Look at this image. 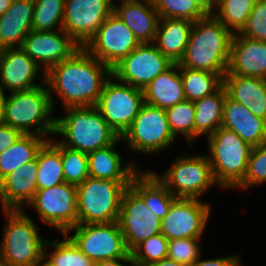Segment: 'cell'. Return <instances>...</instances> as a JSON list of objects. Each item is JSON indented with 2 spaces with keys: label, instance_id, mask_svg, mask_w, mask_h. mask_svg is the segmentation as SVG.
Listing matches in <instances>:
<instances>
[{
  "label": "cell",
  "instance_id": "1",
  "mask_svg": "<svg viewBox=\"0 0 266 266\" xmlns=\"http://www.w3.org/2000/svg\"><path fill=\"white\" fill-rule=\"evenodd\" d=\"M111 75L109 66L81 47L70 58L45 73L53 110L54 93L63 108L96 106L103 86Z\"/></svg>",
  "mask_w": 266,
  "mask_h": 266
},
{
  "label": "cell",
  "instance_id": "2",
  "mask_svg": "<svg viewBox=\"0 0 266 266\" xmlns=\"http://www.w3.org/2000/svg\"><path fill=\"white\" fill-rule=\"evenodd\" d=\"M233 33L213 14L195 21L178 65L213 73H226Z\"/></svg>",
  "mask_w": 266,
  "mask_h": 266
},
{
  "label": "cell",
  "instance_id": "3",
  "mask_svg": "<svg viewBox=\"0 0 266 266\" xmlns=\"http://www.w3.org/2000/svg\"><path fill=\"white\" fill-rule=\"evenodd\" d=\"M66 115L55 119L59 142L70 149L90 153L112 145L119 136L96 106L64 108Z\"/></svg>",
  "mask_w": 266,
  "mask_h": 266
},
{
  "label": "cell",
  "instance_id": "4",
  "mask_svg": "<svg viewBox=\"0 0 266 266\" xmlns=\"http://www.w3.org/2000/svg\"><path fill=\"white\" fill-rule=\"evenodd\" d=\"M41 78L38 87L10 93L5 105L3 123L23 134L47 136L50 140L53 137L50 134H55L56 117L51 115L54 110L45 75Z\"/></svg>",
  "mask_w": 266,
  "mask_h": 266
},
{
  "label": "cell",
  "instance_id": "5",
  "mask_svg": "<svg viewBox=\"0 0 266 266\" xmlns=\"http://www.w3.org/2000/svg\"><path fill=\"white\" fill-rule=\"evenodd\" d=\"M207 147L206 155L219 188L236 189L246 175L252 147L223 127L207 137Z\"/></svg>",
  "mask_w": 266,
  "mask_h": 266
},
{
  "label": "cell",
  "instance_id": "6",
  "mask_svg": "<svg viewBox=\"0 0 266 266\" xmlns=\"http://www.w3.org/2000/svg\"><path fill=\"white\" fill-rule=\"evenodd\" d=\"M8 222L3 228L0 259L8 266H35L44 256L45 240L24 210H2Z\"/></svg>",
  "mask_w": 266,
  "mask_h": 266
},
{
  "label": "cell",
  "instance_id": "7",
  "mask_svg": "<svg viewBox=\"0 0 266 266\" xmlns=\"http://www.w3.org/2000/svg\"><path fill=\"white\" fill-rule=\"evenodd\" d=\"M131 181L86 178L77 185L78 224L117 222L122 197Z\"/></svg>",
  "mask_w": 266,
  "mask_h": 266
},
{
  "label": "cell",
  "instance_id": "8",
  "mask_svg": "<svg viewBox=\"0 0 266 266\" xmlns=\"http://www.w3.org/2000/svg\"><path fill=\"white\" fill-rule=\"evenodd\" d=\"M175 159L163 174L153 173L176 198L201 199L207 190L218 184L206 154L180 155Z\"/></svg>",
  "mask_w": 266,
  "mask_h": 266
},
{
  "label": "cell",
  "instance_id": "9",
  "mask_svg": "<svg viewBox=\"0 0 266 266\" xmlns=\"http://www.w3.org/2000/svg\"><path fill=\"white\" fill-rule=\"evenodd\" d=\"M130 150L154 154L169 149L176 138L170 131L165 109L144 103L130 127L121 136Z\"/></svg>",
  "mask_w": 266,
  "mask_h": 266
},
{
  "label": "cell",
  "instance_id": "10",
  "mask_svg": "<svg viewBox=\"0 0 266 266\" xmlns=\"http://www.w3.org/2000/svg\"><path fill=\"white\" fill-rule=\"evenodd\" d=\"M143 104L142 89L123 83L111 75L103 86L96 107L108 125L121 137Z\"/></svg>",
  "mask_w": 266,
  "mask_h": 266
},
{
  "label": "cell",
  "instance_id": "11",
  "mask_svg": "<svg viewBox=\"0 0 266 266\" xmlns=\"http://www.w3.org/2000/svg\"><path fill=\"white\" fill-rule=\"evenodd\" d=\"M73 231V235H68ZM65 234L94 262L119 259L130 253L118 222L77 224Z\"/></svg>",
  "mask_w": 266,
  "mask_h": 266
},
{
  "label": "cell",
  "instance_id": "12",
  "mask_svg": "<svg viewBox=\"0 0 266 266\" xmlns=\"http://www.w3.org/2000/svg\"><path fill=\"white\" fill-rule=\"evenodd\" d=\"M28 206L38 212L43 223L53 226L62 234L78 224L76 185L63 182L37 190Z\"/></svg>",
  "mask_w": 266,
  "mask_h": 266
},
{
  "label": "cell",
  "instance_id": "13",
  "mask_svg": "<svg viewBox=\"0 0 266 266\" xmlns=\"http://www.w3.org/2000/svg\"><path fill=\"white\" fill-rule=\"evenodd\" d=\"M172 64L153 43H140L111 68V74L119 81L143 90Z\"/></svg>",
  "mask_w": 266,
  "mask_h": 266
},
{
  "label": "cell",
  "instance_id": "14",
  "mask_svg": "<svg viewBox=\"0 0 266 266\" xmlns=\"http://www.w3.org/2000/svg\"><path fill=\"white\" fill-rule=\"evenodd\" d=\"M139 44L134 33L112 12L83 48L112 68Z\"/></svg>",
  "mask_w": 266,
  "mask_h": 266
},
{
  "label": "cell",
  "instance_id": "15",
  "mask_svg": "<svg viewBox=\"0 0 266 266\" xmlns=\"http://www.w3.org/2000/svg\"><path fill=\"white\" fill-rule=\"evenodd\" d=\"M117 222L130 253L149 237L161 233L162 220L130 186L123 194Z\"/></svg>",
  "mask_w": 266,
  "mask_h": 266
},
{
  "label": "cell",
  "instance_id": "16",
  "mask_svg": "<svg viewBox=\"0 0 266 266\" xmlns=\"http://www.w3.org/2000/svg\"><path fill=\"white\" fill-rule=\"evenodd\" d=\"M211 208L201 199L176 198L162 219L161 234L168 240L202 238Z\"/></svg>",
  "mask_w": 266,
  "mask_h": 266
},
{
  "label": "cell",
  "instance_id": "17",
  "mask_svg": "<svg viewBox=\"0 0 266 266\" xmlns=\"http://www.w3.org/2000/svg\"><path fill=\"white\" fill-rule=\"evenodd\" d=\"M112 12L111 0H65L62 29L84 47Z\"/></svg>",
  "mask_w": 266,
  "mask_h": 266
},
{
  "label": "cell",
  "instance_id": "18",
  "mask_svg": "<svg viewBox=\"0 0 266 266\" xmlns=\"http://www.w3.org/2000/svg\"><path fill=\"white\" fill-rule=\"evenodd\" d=\"M21 48L35 61L43 72L70 58L81 47L63 30H31Z\"/></svg>",
  "mask_w": 266,
  "mask_h": 266
},
{
  "label": "cell",
  "instance_id": "19",
  "mask_svg": "<svg viewBox=\"0 0 266 266\" xmlns=\"http://www.w3.org/2000/svg\"><path fill=\"white\" fill-rule=\"evenodd\" d=\"M39 68L21 47L0 50V86L10 93L40 86L35 79L45 72Z\"/></svg>",
  "mask_w": 266,
  "mask_h": 266
},
{
  "label": "cell",
  "instance_id": "20",
  "mask_svg": "<svg viewBox=\"0 0 266 266\" xmlns=\"http://www.w3.org/2000/svg\"><path fill=\"white\" fill-rule=\"evenodd\" d=\"M266 72V41L233 35L225 75L262 78Z\"/></svg>",
  "mask_w": 266,
  "mask_h": 266
},
{
  "label": "cell",
  "instance_id": "21",
  "mask_svg": "<svg viewBox=\"0 0 266 266\" xmlns=\"http://www.w3.org/2000/svg\"><path fill=\"white\" fill-rule=\"evenodd\" d=\"M37 160H31L0 182L2 210H23L37 191Z\"/></svg>",
  "mask_w": 266,
  "mask_h": 266
},
{
  "label": "cell",
  "instance_id": "22",
  "mask_svg": "<svg viewBox=\"0 0 266 266\" xmlns=\"http://www.w3.org/2000/svg\"><path fill=\"white\" fill-rule=\"evenodd\" d=\"M221 127L234 131L251 147L266 141V120L253 115L250 109L226 96Z\"/></svg>",
  "mask_w": 266,
  "mask_h": 266
},
{
  "label": "cell",
  "instance_id": "23",
  "mask_svg": "<svg viewBox=\"0 0 266 266\" xmlns=\"http://www.w3.org/2000/svg\"><path fill=\"white\" fill-rule=\"evenodd\" d=\"M113 13L134 33L140 43H153L159 23V14L152 0L113 4Z\"/></svg>",
  "mask_w": 266,
  "mask_h": 266
},
{
  "label": "cell",
  "instance_id": "24",
  "mask_svg": "<svg viewBox=\"0 0 266 266\" xmlns=\"http://www.w3.org/2000/svg\"><path fill=\"white\" fill-rule=\"evenodd\" d=\"M122 141L119 137L112 145L97 149L87 154L89 165V176L93 178L113 181H132L139 172L136 162L126 164L116 150L117 143Z\"/></svg>",
  "mask_w": 266,
  "mask_h": 266
},
{
  "label": "cell",
  "instance_id": "25",
  "mask_svg": "<svg viewBox=\"0 0 266 266\" xmlns=\"http://www.w3.org/2000/svg\"><path fill=\"white\" fill-rule=\"evenodd\" d=\"M33 10V0H13L9 9L0 15V50L22 46L32 30Z\"/></svg>",
  "mask_w": 266,
  "mask_h": 266
},
{
  "label": "cell",
  "instance_id": "26",
  "mask_svg": "<svg viewBox=\"0 0 266 266\" xmlns=\"http://www.w3.org/2000/svg\"><path fill=\"white\" fill-rule=\"evenodd\" d=\"M193 23L186 19L160 18L153 44L172 63H179L187 47Z\"/></svg>",
  "mask_w": 266,
  "mask_h": 266
},
{
  "label": "cell",
  "instance_id": "27",
  "mask_svg": "<svg viewBox=\"0 0 266 266\" xmlns=\"http://www.w3.org/2000/svg\"><path fill=\"white\" fill-rule=\"evenodd\" d=\"M223 86L230 99L266 120V90L262 78L224 75Z\"/></svg>",
  "mask_w": 266,
  "mask_h": 266
},
{
  "label": "cell",
  "instance_id": "28",
  "mask_svg": "<svg viewBox=\"0 0 266 266\" xmlns=\"http://www.w3.org/2000/svg\"><path fill=\"white\" fill-rule=\"evenodd\" d=\"M144 103L167 109L185 101L183 83L178 63L153 79L143 90Z\"/></svg>",
  "mask_w": 266,
  "mask_h": 266
},
{
  "label": "cell",
  "instance_id": "29",
  "mask_svg": "<svg viewBox=\"0 0 266 266\" xmlns=\"http://www.w3.org/2000/svg\"><path fill=\"white\" fill-rule=\"evenodd\" d=\"M130 187L143 199L146 206L162 220L176 197L155 176L153 171H139L132 179Z\"/></svg>",
  "mask_w": 266,
  "mask_h": 266
},
{
  "label": "cell",
  "instance_id": "30",
  "mask_svg": "<svg viewBox=\"0 0 266 266\" xmlns=\"http://www.w3.org/2000/svg\"><path fill=\"white\" fill-rule=\"evenodd\" d=\"M226 96L225 87L222 86L217 92L193 102L194 140L203 135L209 137L221 127Z\"/></svg>",
  "mask_w": 266,
  "mask_h": 266
},
{
  "label": "cell",
  "instance_id": "31",
  "mask_svg": "<svg viewBox=\"0 0 266 266\" xmlns=\"http://www.w3.org/2000/svg\"><path fill=\"white\" fill-rule=\"evenodd\" d=\"M47 137L23 134L20 139L0 154V182L11 172L34 160Z\"/></svg>",
  "mask_w": 266,
  "mask_h": 266
},
{
  "label": "cell",
  "instance_id": "32",
  "mask_svg": "<svg viewBox=\"0 0 266 266\" xmlns=\"http://www.w3.org/2000/svg\"><path fill=\"white\" fill-rule=\"evenodd\" d=\"M55 140L52 137L37 153V190L51 188L65 182L61 161V143Z\"/></svg>",
  "mask_w": 266,
  "mask_h": 266
},
{
  "label": "cell",
  "instance_id": "33",
  "mask_svg": "<svg viewBox=\"0 0 266 266\" xmlns=\"http://www.w3.org/2000/svg\"><path fill=\"white\" fill-rule=\"evenodd\" d=\"M186 100L195 102L217 92L225 73H213L179 66Z\"/></svg>",
  "mask_w": 266,
  "mask_h": 266
},
{
  "label": "cell",
  "instance_id": "34",
  "mask_svg": "<svg viewBox=\"0 0 266 266\" xmlns=\"http://www.w3.org/2000/svg\"><path fill=\"white\" fill-rule=\"evenodd\" d=\"M255 1L218 0L213 15L233 34L239 33L246 25Z\"/></svg>",
  "mask_w": 266,
  "mask_h": 266
},
{
  "label": "cell",
  "instance_id": "35",
  "mask_svg": "<svg viewBox=\"0 0 266 266\" xmlns=\"http://www.w3.org/2000/svg\"><path fill=\"white\" fill-rule=\"evenodd\" d=\"M63 235L61 241H46L44 249L50 246L54 250L49 253L44 251V255L57 266H94L95 262L81 252L66 234Z\"/></svg>",
  "mask_w": 266,
  "mask_h": 266
},
{
  "label": "cell",
  "instance_id": "36",
  "mask_svg": "<svg viewBox=\"0 0 266 266\" xmlns=\"http://www.w3.org/2000/svg\"><path fill=\"white\" fill-rule=\"evenodd\" d=\"M32 30L56 31L62 29L65 0H33Z\"/></svg>",
  "mask_w": 266,
  "mask_h": 266
},
{
  "label": "cell",
  "instance_id": "37",
  "mask_svg": "<svg viewBox=\"0 0 266 266\" xmlns=\"http://www.w3.org/2000/svg\"><path fill=\"white\" fill-rule=\"evenodd\" d=\"M167 121L171 133L176 138L179 134L183 135L187 142L192 145L194 140V103L185 100L165 109Z\"/></svg>",
  "mask_w": 266,
  "mask_h": 266
},
{
  "label": "cell",
  "instance_id": "38",
  "mask_svg": "<svg viewBox=\"0 0 266 266\" xmlns=\"http://www.w3.org/2000/svg\"><path fill=\"white\" fill-rule=\"evenodd\" d=\"M61 161L66 183L77 186L89 177L88 156L86 153L70 149L61 144Z\"/></svg>",
  "mask_w": 266,
  "mask_h": 266
},
{
  "label": "cell",
  "instance_id": "39",
  "mask_svg": "<svg viewBox=\"0 0 266 266\" xmlns=\"http://www.w3.org/2000/svg\"><path fill=\"white\" fill-rule=\"evenodd\" d=\"M160 18H179L195 22L207 14L194 0H152Z\"/></svg>",
  "mask_w": 266,
  "mask_h": 266
},
{
  "label": "cell",
  "instance_id": "40",
  "mask_svg": "<svg viewBox=\"0 0 266 266\" xmlns=\"http://www.w3.org/2000/svg\"><path fill=\"white\" fill-rule=\"evenodd\" d=\"M167 247L168 239L161 233L151 236L131 252L133 262L136 266H148L167 258Z\"/></svg>",
  "mask_w": 266,
  "mask_h": 266
},
{
  "label": "cell",
  "instance_id": "41",
  "mask_svg": "<svg viewBox=\"0 0 266 266\" xmlns=\"http://www.w3.org/2000/svg\"><path fill=\"white\" fill-rule=\"evenodd\" d=\"M266 182V141L251 149L247 172L243 181L236 187L237 190H247L253 185H259Z\"/></svg>",
  "mask_w": 266,
  "mask_h": 266
},
{
  "label": "cell",
  "instance_id": "42",
  "mask_svg": "<svg viewBox=\"0 0 266 266\" xmlns=\"http://www.w3.org/2000/svg\"><path fill=\"white\" fill-rule=\"evenodd\" d=\"M201 238H183L168 240L167 258L185 266L193 265L201 254Z\"/></svg>",
  "mask_w": 266,
  "mask_h": 266
},
{
  "label": "cell",
  "instance_id": "43",
  "mask_svg": "<svg viewBox=\"0 0 266 266\" xmlns=\"http://www.w3.org/2000/svg\"><path fill=\"white\" fill-rule=\"evenodd\" d=\"M240 35L266 41V0H256Z\"/></svg>",
  "mask_w": 266,
  "mask_h": 266
},
{
  "label": "cell",
  "instance_id": "44",
  "mask_svg": "<svg viewBox=\"0 0 266 266\" xmlns=\"http://www.w3.org/2000/svg\"><path fill=\"white\" fill-rule=\"evenodd\" d=\"M23 133L7 124H0V154L17 142Z\"/></svg>",
  "mask_w": 266,
  "mask_h": 266
},
{
  "label": "cell",
  "instance_id": "45",
  "mask_svg": "<svg viewBox=\"0 0 266 266\" xmlns=\"http://www.w3.org/2000/svg\"><path fill=\"white\" fill-rule=\"evenodd\" d=\"M240 257L238 255L216 257L215 259H204L200 258L191 266H243L241 265Z\"/></svg>",
  "mask_w": 266,
  "mask_h": 266
},
{
  "label": "cell",
  "instance_id": "46",
  "mask_svg": "<svg viewBox=\"0 0 266 266\" xmlns=\"http://www.w3.org/2000/svg\"><path fill=\"white\" fill-rule=\"evenodd\" d=\"M126 264L129 266H136L133 262L131 253L123 258L95 262L94 266H127Z\"/></svg>",
  "mask_w": 266,
  "mask_h": 266
},
{
  "label": "cell",
  "instance_id": "47",
  "mask_svg": "<svg viewBox=\"0 0 266 266\" xmlns=\"http://www.w3.org/2000/svg\"><path fill=\"white\" fill-rule=\"evenodd\" d=\"M194 1L206 14H213L215 12L216 5L218 2V0H194Z\"/></svg>",
  "mask_w": 266,
  "mask_h": 266
},
{
  "label": "cell",
  "instance_id": "48",
  "mask_svg": "<svg viewBox=\"0 0 266 266\" xmlns=\"http://www.w3.org/2000/svg\"><path fill=\"white\" fill-rule=\"evenodd\" d=\"M5 91L1 86H0V124L3 123V118H4V110H5V105L7 101V97L5 95Z\"/></svg>",
  "mask_w": 266,
  "mask_h": 266
},
{
  "label": "cell",
  "instance_id": "49",
  "mask_svg": "<svg viewBox=\"0 0 266 266\" xmlns=\"http://www.w3.org/2000/svg\"><path fill=\"white\" fill-rule=\"evenodd\" d=\"M148 266H185L175 260L164 258L160 261L149 264Z\"/></svg>",
  "mask_w": 266,
  "mask_h": 266
},
{
  "label": "cell",
  "instance_id": "50",
  "mask_svg": "<svg viewBox=\"0 0 266 266\" xmlns=\"http://www.w3.org/2000/svg\"><path fill=\"white\" fill-rule=\"evenodd\" d=\"M13 0H0V15L5 13L11 6Z\"/></svg>",
  "mask_w": 266,
  "mask_h": 266
},
{
  "label": "cell",
  "instance_id": "51",
  "mask_svg": "<svg viewBox=\"0 0 266 266\" xmlns=\"http://www.w3.org/2000/svg\"><path fill=\"white\" fill-rule=\"evenodd\" d=\"M35 266H57L54 265L45 255L39 260Z\"/></svg>",
  "mask_w": 266,
  "mask_h": 266
},
{
  "label": "cell",
  "instance_id": "52",
  "mask_svg": "<svg viewBox=\"0 0 266 266\" xmlns=\"http://www.w3.org/2000/svg\"><path fill=\"white\" fill-rule=\"evenodd\" d=\"M262 81H263V84H264V87H265V90H266V72H265V74L262 77Z\"/></svg>",
  "mask_w": 266,
  "mask_h": 266
},
{
  "label": "cell",
  "instance_id": "53",
  "mask_svg": "<svg viewBox=\"0 0 266 266\" xmlns=\"http://www.w3.org/2000/svg\"><path fill=\"white\" fill-rule=\"evenodd\" d=\"M130 1H140V0H121V2H130ZM112 5L115 3V1L111 0Z\"/></svg>",
  "mask_w": 266,
  "mask_h": 266
},
{
  "label": "cell",
  "instance_id": "54",
  "mask_svg": "<svg viewBox=\"0 0 266 266\" xmlns=\"http://www.w3.org/2000/svg\"><path fill=\"white\" fill-rule=\"evenodd\" d=\"M0 266H8L2 259H0Z\"/></svg>",
  "mask_w": 266,
  "mask_h": 266
}]
</instances>
